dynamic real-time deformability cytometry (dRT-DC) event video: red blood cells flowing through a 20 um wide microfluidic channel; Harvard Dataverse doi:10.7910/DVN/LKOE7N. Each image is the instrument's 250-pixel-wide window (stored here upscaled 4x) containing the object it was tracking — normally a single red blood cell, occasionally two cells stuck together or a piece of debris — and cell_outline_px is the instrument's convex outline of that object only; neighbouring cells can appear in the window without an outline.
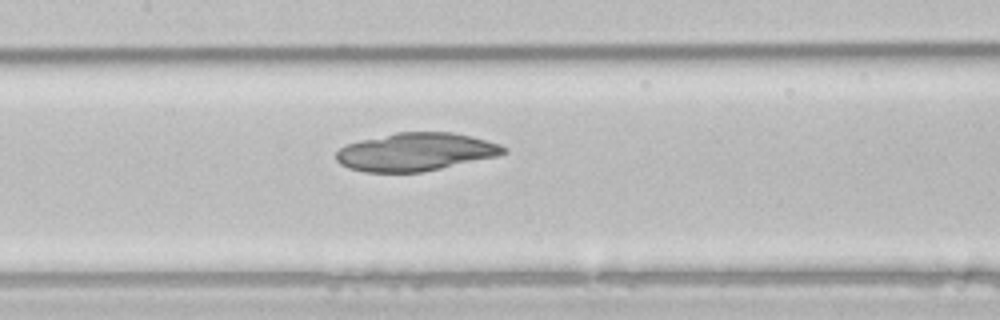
{"species": "common noctule bat (a hibernating species)", "species_latin": "Nyctalus noctula", "temperature_condition": "room temperature", "stored_images_in_passage": 45, "camera_frame_rate_fps": 3000, "um_per_image_px": 0.085, "animal": {"sex": "male", "body_mass_g": 21.5, "forearm_length_mm": 52.0}, "frame": {"image": 1, "passage_image": 19, "time_ms": 6.0, "image_size_px": [1000, 320], "cell_outline_px": [[508, 152], [500, 156], [420, 172], [364, 172], [348, 168], [340, 164], [336, 160], [336, 152], [340, 148], [348, 144], [360, 140], [396, 132], [452, 132], [472, 136], [500, 144], [508, 148]], "centroid_in_image_um": [35.36, 12.91], "position_along_channel_um": 172.0, "area_um2": 37.22}}
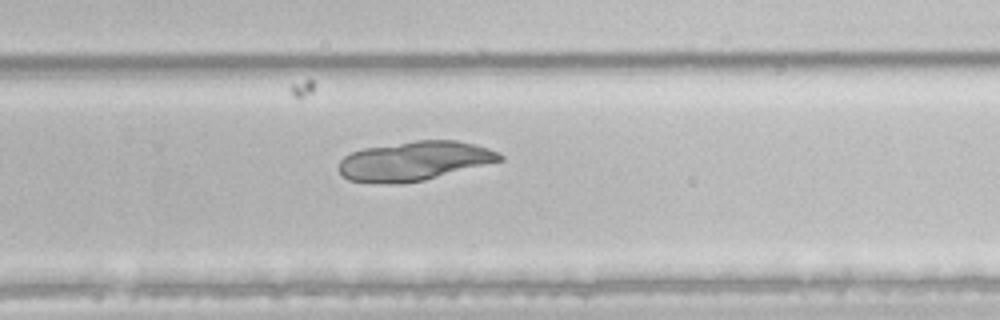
{"frame": {"image": 2, "passage_image": 28, "time_ms": 9.0, "image_size_px": [1000, 320], "cell_outline_px": [[504, 160], [424, 180], [400, 184], [392, 184], [348, 180], [336, 168], [340, 160], [344, 156], [352, 152], [364, 148], [416, 140], [456, 140], [488, 148], [500, 152], [504, 156]], "centroid_in_image_um": [35.22, 13.68], "position_along_channel_um": 294.6, "area_um2": 36.88}}